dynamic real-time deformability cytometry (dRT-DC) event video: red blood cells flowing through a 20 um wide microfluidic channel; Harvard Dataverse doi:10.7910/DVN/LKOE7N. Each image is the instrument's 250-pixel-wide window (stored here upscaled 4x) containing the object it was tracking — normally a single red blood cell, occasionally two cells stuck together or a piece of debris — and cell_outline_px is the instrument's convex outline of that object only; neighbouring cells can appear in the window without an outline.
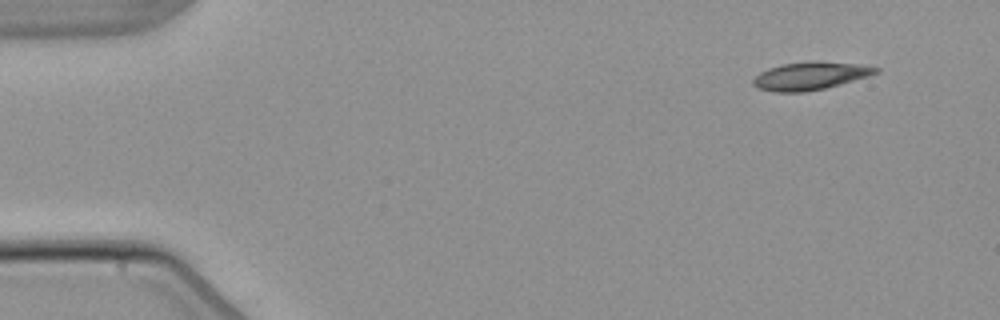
{"species": "common noctule bat (a hibernating species)", "species_latin": "Nyctalus noctula", "temperature_condition": "warm", "stored_images_in_passage": 4, "camera_frame_rate_fps": 3000, "um_per_image_px": 0.085, "animal": {"sex": "male", "body_mass_g": 21.5, "forearm_length_mm": 52.0}, "frame": {"image": 1, "passage_image": 1, "time_ms": 0.0, "image_size_px": [1000, 320], "cell_outline_px": [[880, 72], [868, 76], [840, 84], [824, 88], [804, 92], [776, 92], [756, 88], [752, 84], [752, 80], [760, 72], [768, 68], [784, 64], [812, 60], [860, 64], [880, 68]], "centroid_in_image_um": [68.87, 6.44], "position_along_channel_um": 16.1, "area_um2": 20.0}}
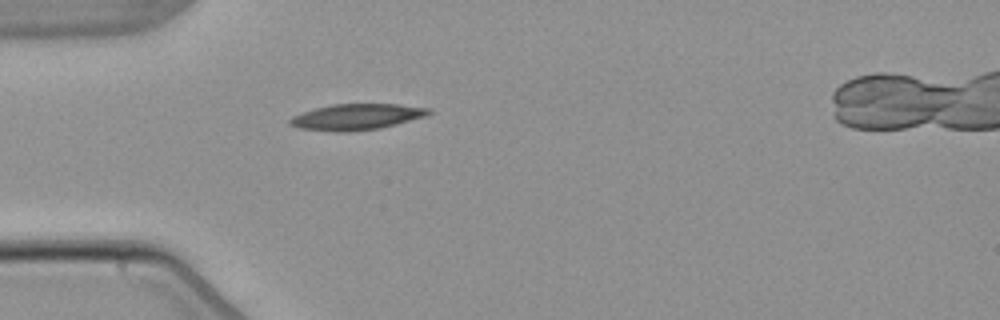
{"frame": {"image": 2, "passage_image": 4, "time_ms": 3.667, "image_size_px": [1000, 320], "cell_outline_px": [[432, 112], [424, 116], [396, 124], [380, 128], [348, 132], [336, 132], [300, 128], [288, 124], [288, 120], [292, 116], [316, 108], [332, 104], [396, 104], [432, 108]], "centroid_in_image_um": [30.3, 9.93], "position_along_channel_um": 54.7, "area_um2": 20.92}}